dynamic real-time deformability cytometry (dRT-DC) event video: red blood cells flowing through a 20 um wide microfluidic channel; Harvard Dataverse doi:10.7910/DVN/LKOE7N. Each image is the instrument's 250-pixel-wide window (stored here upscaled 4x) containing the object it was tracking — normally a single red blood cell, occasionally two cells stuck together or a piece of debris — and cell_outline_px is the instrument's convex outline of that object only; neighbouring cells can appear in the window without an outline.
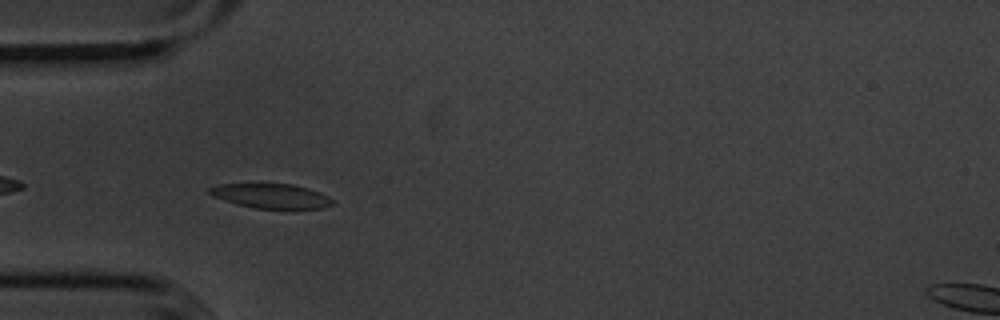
{"species": "common noctule bat (a hibernating species)", "species_latin": "Nyctalus noctula", "temperature_condition": "cold", "stored_images_in_passage": 31, "camera_frame_rate_fps": 3000, "um_per_image_px": 0.085, "animal": {"sex": "male", "body_mass_g": 20.1, "forearm_length_mm": 53.5}, "frame": {"image": 1, "passage_image": 3, "time_ms": 0.667, "image_size_px": [1000, 320], "cell_outline_px": [[336, 200], [332, 204], [320, 208], [252, 208], [236, 204], [212, 196], [208, 192], [208, 188], [220, 184], [292, 184], [308, 188], [320, 192]], "centroid_in_image_um": [23.04, 16.65], "position_along_channel_um": 62.0, "area_um2": 17.51}}
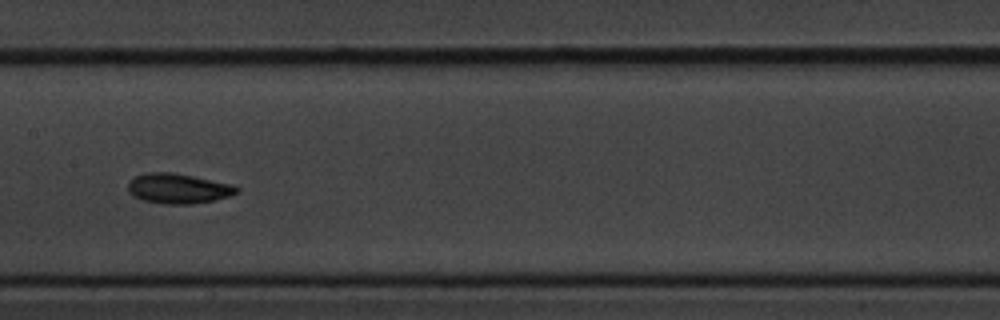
{"frame": {"image": 2, "passage_image": 14, "time_ms": 4.333, "image_size_px": [1000, 320], "cell_outline_px": [[240, 188], [236, 192], [228, 196], [216, 200], [192, 204], [164, 204], [144, 200], [132, 196], [128, 192], [128, 180], [136, 176], [148, 172], [172, 172], [232, 184]], "centroid_in_image_um": [15.11, 16.02], "position_along_channel_um": 192.3, "area_um2": 19.02}}
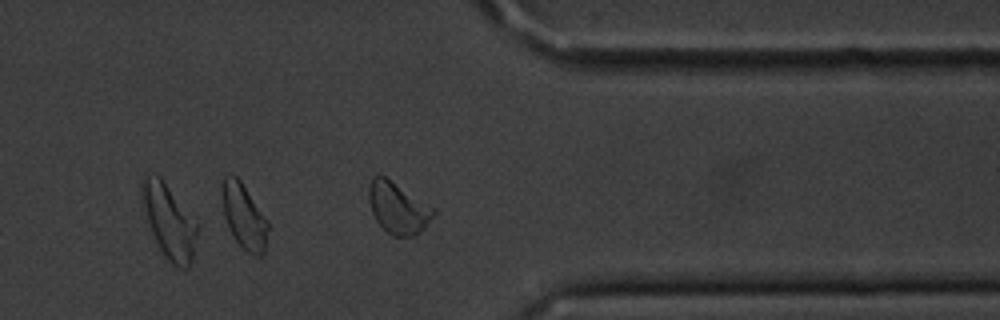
{"frame": {"image": 3, "passage_image": 30, "time_ms": 9.667, "image_size_px": [1000, 320], "cell_outline_px": [[196, 232], [192, 264], [188, 268], [180, 268], [172, 264], [168, 260], [160, 248], [152, 232], [148, 220], [140, 188], [144, 176], [160, 176], [196, 220]], "centroid_in_image_um": [14.39, 18.83], "position_along_channel_um": 397.0, "area_um2": 23.06}, "authors_computed_cell_mechanics": {"area_um2": 18.0336, "velocity_mm_per_s": 3.5884, "shape_relaxation_time_tau1_ms": 2.8099, "shape_relaxation_time_tau2_ms": 6.0845, "deformation_change_tau1": 0.108, "deformation_change_tau2": 0.1202}}